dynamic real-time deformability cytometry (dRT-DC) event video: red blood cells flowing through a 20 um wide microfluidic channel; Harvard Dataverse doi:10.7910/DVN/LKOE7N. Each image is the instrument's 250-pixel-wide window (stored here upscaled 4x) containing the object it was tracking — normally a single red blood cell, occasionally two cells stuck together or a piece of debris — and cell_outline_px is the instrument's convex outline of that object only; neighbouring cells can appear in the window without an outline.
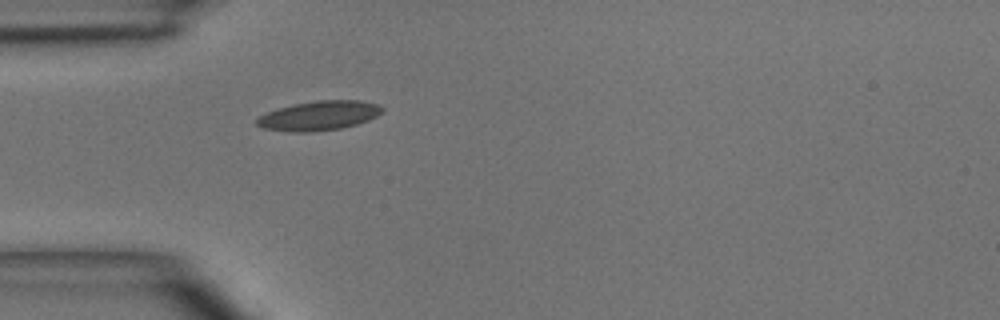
{"species": "common noctule bat (a hibernating species)", "species_latin": "Nyctalus noctula", "temperature_condition": "room temperature", "stored_images_in_passage": 1, "camera_frame_rate_fps": 3000, "um_per_image_px": 0.085, "animal": {"sex": "male", "body_mass_g": 15.6}, "frame": {"image": 1, "passage_image": 1, "time_ms": 0.0, "image_size_px": [1000, 320], "cell_outline_px": [[384, 112], [368, 120], [356, 124], [340, 128], [312, 132], [296, 132], [264, 128], [256, 124], [256, 120], [260, 116], [268, 112], [280, 108], [296, 104], [320, 100], [360, 100], [380, 104], [384, 108]], "centroid_in_image_um": [27.18, 9.82], "position_along_channel_um": 57.8, "area_um2": 21.27}}